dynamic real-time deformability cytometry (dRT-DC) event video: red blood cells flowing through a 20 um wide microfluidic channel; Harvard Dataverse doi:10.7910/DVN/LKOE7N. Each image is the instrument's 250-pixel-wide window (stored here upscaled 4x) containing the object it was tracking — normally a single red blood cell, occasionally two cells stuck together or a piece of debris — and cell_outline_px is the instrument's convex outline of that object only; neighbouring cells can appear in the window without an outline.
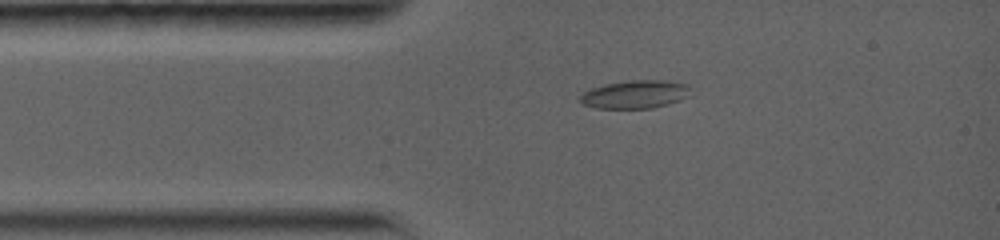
{"species": "common noctule bat (a hibernating species)", "species_latin": "Nyctalus noctula", "temperature_condition": "warm", "stored_images_in_passage": 54, "camera_frame_rate_fps": 5000, "um_per_image_px": 0.085, "animal": {"sex": "female", "body_mass_g": 19.0, "forearm_length_mm": 56.7}, "frame": {"image": 1, "passage_image": 4, "time_ms": 2.0, "image_size_px": [1000, 240], "cell_outline_px": [[692, 96], [668, 104], [652, 108], [596, 108], [580, 104], [580, 96], [584, 92], [592, 88], [604, 84], [632, 80], [660, 80], [688, 84]], "centroid_in_image_um": [54.0, 8.02], "position_along_channel_um": 31.0, "area_um2": 18.21}}
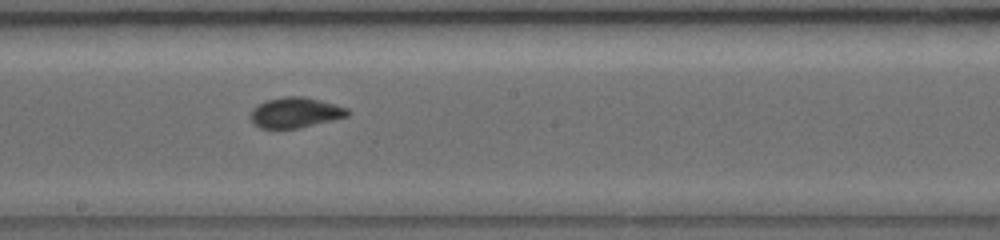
{"frame": {"image": 2, "passage_image": 20, "time_ms": 7.4, "image_size_px": [1000, 240], "cell_outline_px": [[352, 112], [348, 116], [300, 128], [260, 128], [248, 116], [252, 108], [268, 100], [284, 96], [304, 96], [320, 100], [348, 108]], "centroid_in_image_um": [25.12, 9.56], "position_along_channel_um": 223.1, "area_um2": 17.17}}
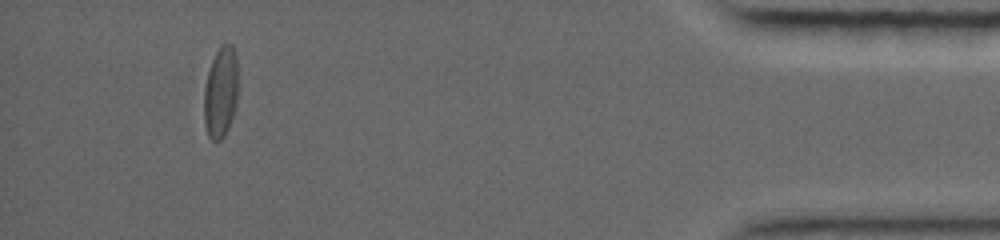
{"frame": {"image": 3, "passage_image": 46, "time_ms": 14.4, "image_size_px": [1000, 240], "cell_outline_px": [[236, 100], [232, 116], [228, 128], [224, 136], [220, 140], [212, 140], [208, 136], [204, 120], [204, 92], [208, 72], [212, 60], [220, 44], [232, 44], [236, 52]], "centroid_in_image_um": [18.74, 7.82], "position_along_channel_um": 416.5, "area_um2": 17.74}, "authors_computed_cell_mechanics": {"area_um2": 17.2822, "velocity_mm_per_s": 3.8116, "shape_relaxation_time_tau1_ms": 3.1354, "shape_relaxation_time_tau2_ms": 1.7132, "deformation_change_tau1": 0.1252, "deformation_change_tau2": 0.0467}}